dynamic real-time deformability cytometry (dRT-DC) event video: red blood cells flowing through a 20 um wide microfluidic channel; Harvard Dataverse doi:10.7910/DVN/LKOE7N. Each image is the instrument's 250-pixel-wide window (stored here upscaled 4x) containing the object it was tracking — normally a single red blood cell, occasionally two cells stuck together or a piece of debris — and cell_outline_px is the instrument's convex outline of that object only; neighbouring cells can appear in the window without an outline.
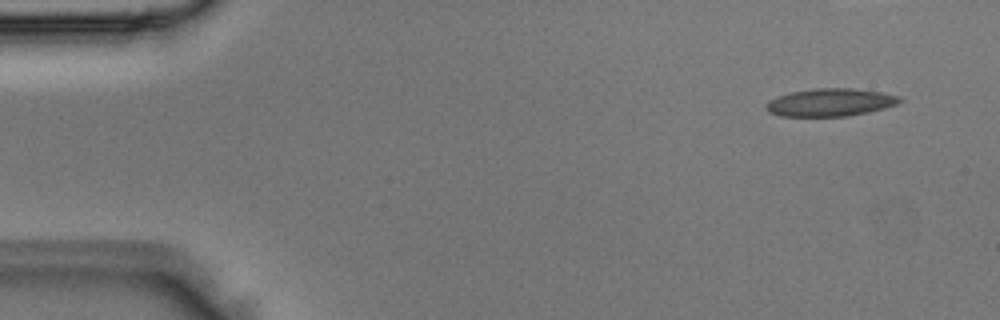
{"species": "Egyptian fruit bat (a non-hibernating species)", "species_latin": "Rousettus aegyptiacus", "temperature_condition": "room temperature", "stored_images_in_passage": 5, "camera_frame_rate_fps": 3000, "um_per_image_px": 0.085, "animal": {"sex": "male"}, "frame": {"image": 1, "passage_image": 1, "time_ms": 0.0, "image_size_px": [1000, 320], "cell_outline_px": [[904, 100], [896, 104], [884, 108], [868, 112], [848, 116], [780, 116], [768, 112], [764, 108], [764, 104], [768, 100], [792, 92], [816, 88], [852, 88], [880, 92], [900, 96]], "centroid_in_image_um": [70.56, 8.71], "position_along_channel_um": 14.4, "area_um2": 21.62}}